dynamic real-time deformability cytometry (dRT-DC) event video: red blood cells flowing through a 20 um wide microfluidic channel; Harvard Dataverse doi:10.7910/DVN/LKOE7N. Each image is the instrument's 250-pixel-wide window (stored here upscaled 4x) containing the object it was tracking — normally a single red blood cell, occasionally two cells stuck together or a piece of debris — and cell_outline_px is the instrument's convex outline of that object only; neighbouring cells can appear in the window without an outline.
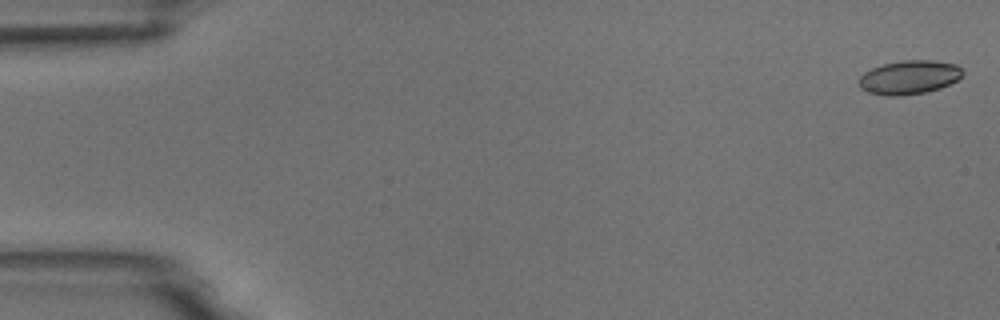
{"species": "common noctule bat (a hibernating species)", "species_latin": "Nyctalus noctula", "temperature_condition": "room temperature", "stored_images_in_passage": 6, "camera_frame_rate_fps": 3000, "um_per_image_px": 0.085, "animal": {"sex": "male", "body_mass_g": 18.8}, "frame": {"image": 1, "passage_image": 1, "time_ms": 0.0, "image_size_px": [1000, 320], "cell_outline_px": [[964, 72], [956, 80], [940, 88], [924, 92], [900, 96], [888, 96], [868, 92], [860, 88], [860, 76], [864, 72], [872, 68], [884, 64], [904, 60], [932, 60], [956, 64]], "centroid_in_image_um": [77.27, 6.57], "position_along_channel_um": 7.7, "area_um2": 20.23}}
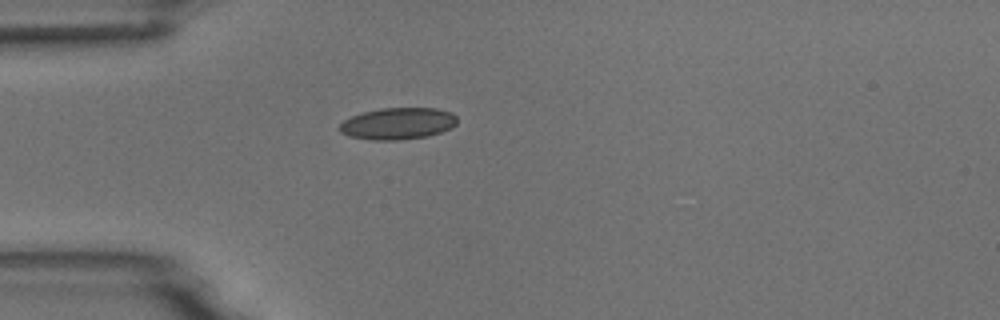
{"frame": {"image": 2, "passage_image": 5, "time_ms": 4.667, "image_size_px": [1000, 320], "cell_outline_px": [[456, 124], [452, 128], [428, 136], [400, 140], [372, 140], [348, 136], [340, 132], [340, 124], [344, 120], [352, 116], [364, 112], [380, 108], [436, 108], [452, 112], [456, 116]], "centroid_in_image_um": [33.83, 10.5], "position_along_channel_um": 51.2, "area_um2": 21.79}}